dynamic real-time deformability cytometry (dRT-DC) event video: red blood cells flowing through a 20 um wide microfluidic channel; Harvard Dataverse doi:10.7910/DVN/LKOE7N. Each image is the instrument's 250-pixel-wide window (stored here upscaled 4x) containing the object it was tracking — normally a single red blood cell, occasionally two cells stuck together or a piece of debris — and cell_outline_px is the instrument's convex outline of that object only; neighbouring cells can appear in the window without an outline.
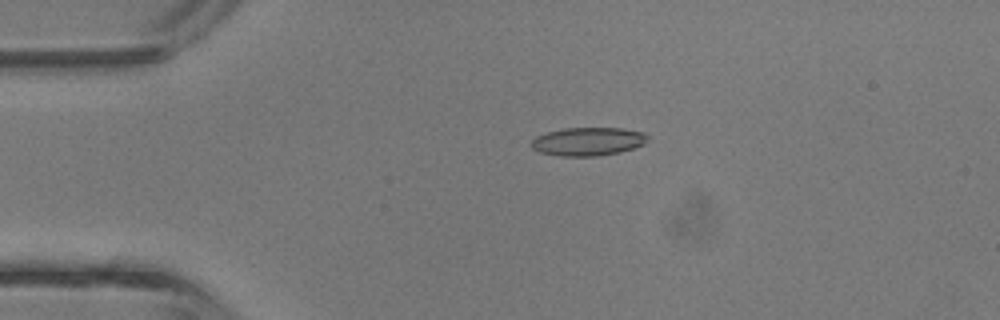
{"species": "common noctule bat (a hibernating species)", "species_latin": "Nyctalus noctula", "temperature_condition": "room temperature", "stored_images_in_passage": 33, "camera_frame_rate_fps": 3000, "um_per_image_px": 0.085, "animal": {"sex": "male", "body_mass_g": 13.3}, "frame": {"image": 1, "passage_image": 1, "time_ms": 0.0, "image_size_px": [1000, 320], "cell_outline_px": [[648, 140], [644, 144], [620, 152], [600, 156], [560, 156], [540, 152], [532, 148], [532, 140], [536, 136], [548, 132], [564, 128], [624, 128], [644, 132], [648, 136]], "centroid_in_image_um": [50.01, 12.02], "position_along_channel_um": 35.0, "area_um2": 19.25}}
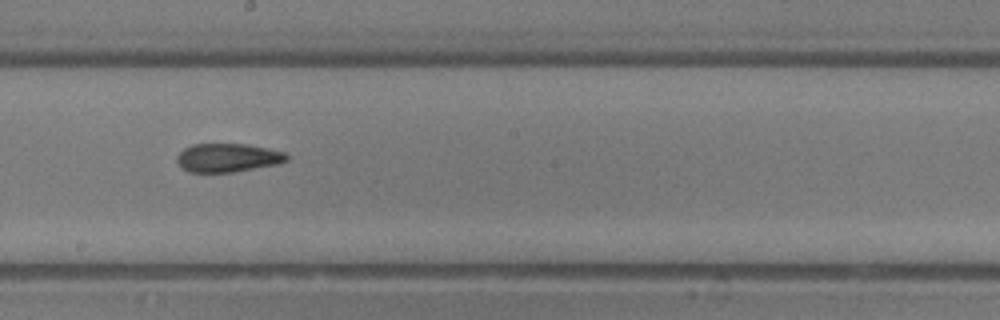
{"frame": {"image": 2, "passage_image": 15, "time_ms": 4.667, "image_size_px": [1000, 320], "cell_outline_px": [[288, 160], [276, 164], [232, 172], [188, 172], [176, 160], [176, 156], [184, 148], [192, 144], [248, 144], [268, 148], [284, 152], [288, 156]], "centroid_in_image_um": [19.35, 13.39], "position_along_channel_um": 228.9, "area_um2": 18.15}}
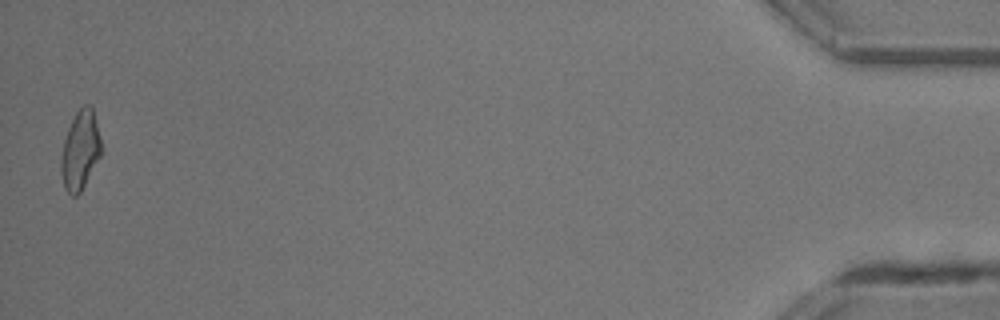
{"frame": {"image": 3, "passage_image": 33, "time_ms": 10.667, "image_size_px": [1000, 320], "cell_outline_px": [[100, 156], [80, 192], [76, 196], [72, 196], [64, 188], [60, 172], [60, 160], [64, 140], [68, 128], [76, 112], [84, 104], [88, 104], [92, 108], [100, 140]], "centroid_in_image_um": [6.78, 12.8], "position_along_channel_um": 428.4, "area_um2": 18.09}, "authors_computed_cell_mechanics": {"area_um2": 18.5538, "velocity_mm_per_s": 4.9856, "shape_relaxation_time_tau1_ms": null, "shape_relaxation_time_tau2_ms": 2.3515, "deformation_change_tau1": null, "deformation_change_tau2": 0.1172}}